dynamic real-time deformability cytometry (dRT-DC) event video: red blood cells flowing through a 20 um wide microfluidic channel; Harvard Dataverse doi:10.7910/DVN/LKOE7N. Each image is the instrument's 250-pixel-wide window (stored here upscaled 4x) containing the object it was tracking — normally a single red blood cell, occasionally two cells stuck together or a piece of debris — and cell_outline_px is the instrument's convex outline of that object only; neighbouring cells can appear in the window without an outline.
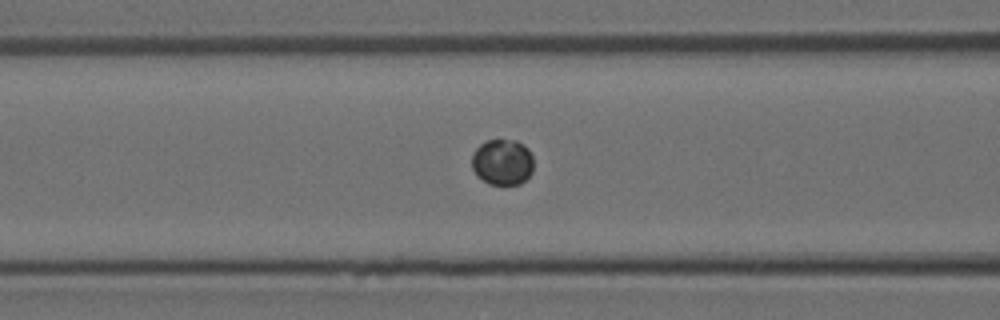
{"species": "Egyptian fruit bat (a non-hibernating species)", "species_latin": "Rousettus aegyptiacus", "temperature_condition": "room temperature", "stored_images_in_passage": 4, "camera_frame_rate_fps": 3000, "um_per_image_px": 0.085, "animal": {"sex": "female"}, "frame": {"image": 1, "passage_image": 4, "time_ms": 1.0, "image_size_px": [1000, 320], "cell_outline_px": [[532, 172], [520, 184], [488, 184], [476, 176], [472, 168], [472, 152], [480, 144], [488, 140], [516, 140], [528, 148], [532, 156]], "centroid_in_image_um": [42.68, 13.78], "position_along_channel_um": 123.9, "area_um2": 16.59}}